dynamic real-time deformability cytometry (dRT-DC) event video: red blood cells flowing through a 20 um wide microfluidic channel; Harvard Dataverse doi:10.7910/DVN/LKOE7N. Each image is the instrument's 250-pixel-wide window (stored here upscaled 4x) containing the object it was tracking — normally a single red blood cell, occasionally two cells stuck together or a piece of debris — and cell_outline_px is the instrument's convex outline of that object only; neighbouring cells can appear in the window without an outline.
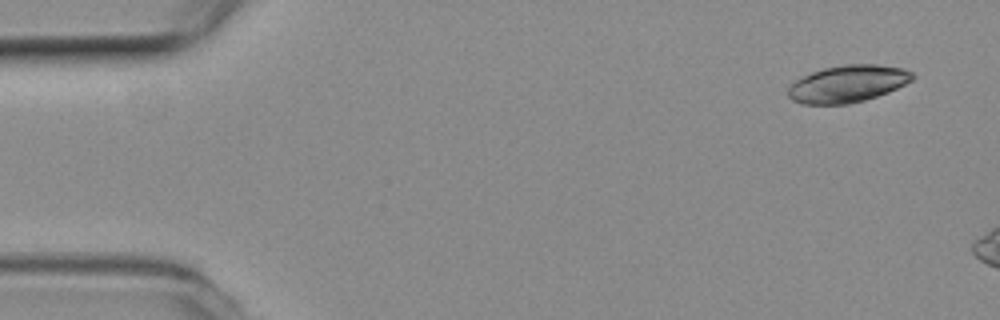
{"species": "common noctule bat (a hibernating species)", "species_latin": "Nyctalus noctula", "temperature_condition": "room temperature", "stored_images_in_passage": 3, "camera_frame_rate_fps": 3000, "um_per_image_px": 0.085, "animal": {"sex": "female", "body_mass_g": 19.3, "forearm_length_mm": 54.1}, "frame": {"image": 1, "passage_image": 1, "time_ms": 0.0, "image_size_px": [1000, 320], "cell_outline_px": [[916, 76], [912, 80], [888, 92], [864, 100], [848, 104], [804, 104], [792, 100], [788, 96], [788, 88], [796, 80], [812, 72], [824, 68], [844, 64], [880, 64], [904, 68], [912, 72]], "centroid_in_image_um": [72.08, 7.11], "position_along_channel_um": 12.9, "area_um2": 26.82}}